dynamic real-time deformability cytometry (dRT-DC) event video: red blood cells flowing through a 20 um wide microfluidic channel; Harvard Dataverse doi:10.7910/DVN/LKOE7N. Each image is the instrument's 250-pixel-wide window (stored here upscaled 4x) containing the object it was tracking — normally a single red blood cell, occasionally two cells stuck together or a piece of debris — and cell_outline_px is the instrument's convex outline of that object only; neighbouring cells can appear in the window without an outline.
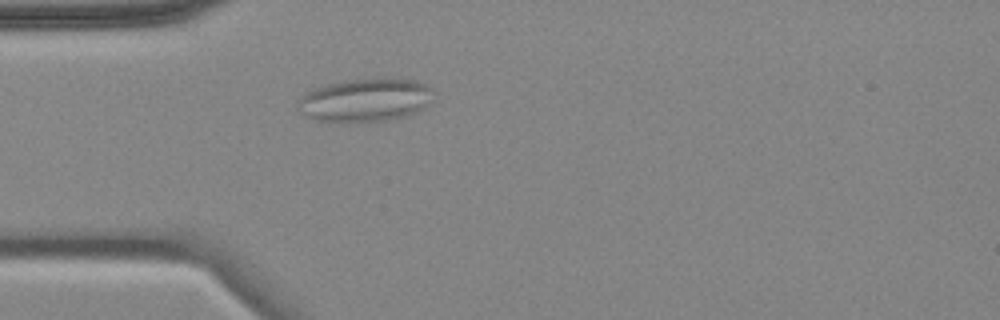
{"species": "common noctule bat (a hibernating species)", "species_latin": "Nyctalus noctula", "temperature_condition": "cold", "stored_images_in_passage": 1, "camera_frame_rate_fps": 3000, "um_per_image_px": 0.085, "animal": {"sex": "female", "body_mass_g": 18.4}, "frame": {"image": 1, "passage_image": 1, "time_ms": 0.0, "image_size_px": [1000, 320], "cell_outline_px": [[436, 92], [432, 104], [416, 112], [404, 116], [388, 120], [312, 120], [304, 116], [296, 108], [300, 100], [308, 92], [316, 88], [328, 84], [344, 80], [396, 76], [416, 80], [436, 88]], "centroid_in_image_um": [31.19, 8.45], "position_along_channel_um": 53.8, "area_um2": 34.62}}